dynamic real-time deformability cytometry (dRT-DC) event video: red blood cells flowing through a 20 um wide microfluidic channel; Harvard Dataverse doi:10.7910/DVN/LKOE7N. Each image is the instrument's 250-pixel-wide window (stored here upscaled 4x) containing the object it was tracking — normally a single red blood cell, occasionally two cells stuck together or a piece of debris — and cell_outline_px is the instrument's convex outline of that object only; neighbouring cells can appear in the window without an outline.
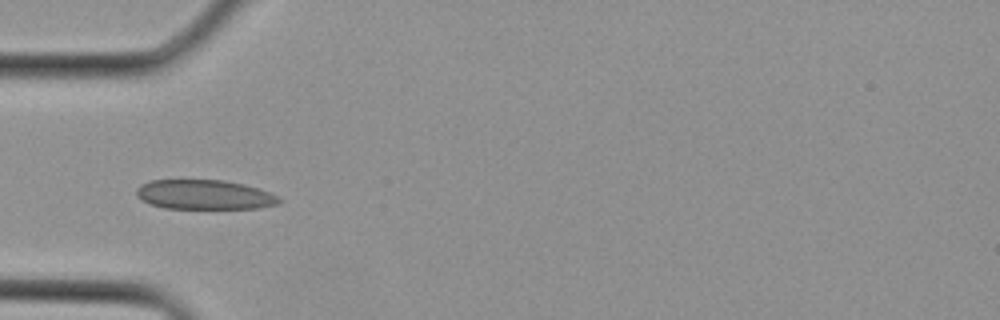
{"species": "Egyptian fruit bat (a non-hibernating species)", "species_latin": "Rousettus aegyptiacus", "temperature_condition": "cold", "stored_images_in_passage": 3, "camera_frame_rate_fps": 3000, "um_per_image_px": 0.085, "animal": {"sex": "female"}, "frame": {"image": 1, "passage_image": 3, "time_ms": 0.667, "image_size_px": [1000, 320], "cell_outline_px": [[280, 200], [276, 204], [256, 208], [164, 208], [148, 204], [140, 200], [136, 196], [136, 188], [140, 184], [152, 180], [224, 180], [244, 184], [260, 188], [276, 196]], "centroid_in_image_um": [17.29, 16.54], "position_along_channel_um": 67.7, "area_um2": 24.57}}